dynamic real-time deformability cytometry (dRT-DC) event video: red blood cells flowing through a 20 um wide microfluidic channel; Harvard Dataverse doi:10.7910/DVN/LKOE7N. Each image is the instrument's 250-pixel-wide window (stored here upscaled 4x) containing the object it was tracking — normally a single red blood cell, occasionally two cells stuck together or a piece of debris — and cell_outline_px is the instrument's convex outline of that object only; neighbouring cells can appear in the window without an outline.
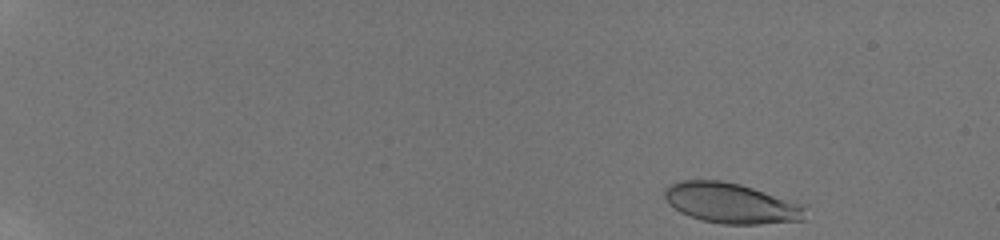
{"species": "human", "species_latin": "Homo sapiens", "temperature_condition": "room temperature", "stored_images_in_passage": 31, "camera_frame_rate_fps": 3000, "um_per_image_px": 0.085, "donor": {"sex": "male"}, "frame": {"image": 1, "passage_image": 1, "time_ms": 0.0, "image_size_px": [1000, 240], "cell_outline_px": [[808, 204], [804, 220], [760, 224], [720, 224], [700, 220], [688, 216], [680, 212], [664, 196], [664, 192], [668, 184], [680, 180], [720, 180], [740, 184]], "centroid_in_image_um": [62.22, 17.27], "position_along_channel_um": 22.8, "area_um2": 33.52}}
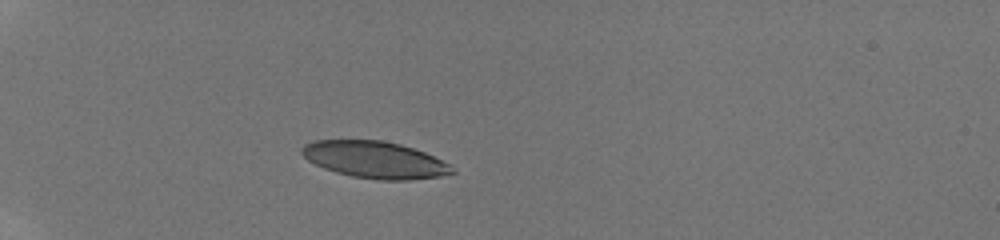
{"frame": {"image": 2, "passage_image": 19, "time_ms": 3.667, "image_size_px": [1000, 240], "cell_outline_px": [[456, 172], [440, 176], [408, 180], [380, 180], [352, 176], [336, 172], [324, 168], [308, 160], [300, 152], [300, 148], [304, 144], [316, 140], [380, 140], [400, 144], [424, 152], [452, 164]], "centroid_in_image_um": [31.88, 13.58], "position_along_channel_um": 53.1, "area_um2": 32.25}}
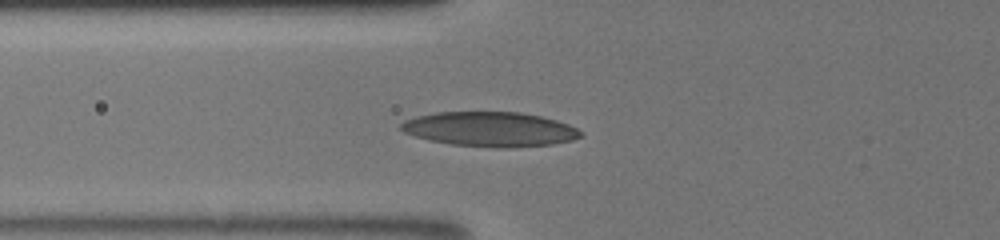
{"frame": {"image": 3, "passage_image": 27, "time_ms": 5.333, "image_size_px": [1000, 240], "cell_outline_px": [[584, 136], [572, 140], [552, 144], [512, 148], [504, 148], [452, 144], [432, 140], [416, 136], [404, 132], [400, 128], [400, 124], [404, 120], [416, 116], [436, 112], [520, 112], [540, 116], [556, 120], [568, 124], [584, 132]], "centroid_in_image_um": [41.69, 10.98], "position_along_channel_um": 84.1, "area_um2": 36.24}}